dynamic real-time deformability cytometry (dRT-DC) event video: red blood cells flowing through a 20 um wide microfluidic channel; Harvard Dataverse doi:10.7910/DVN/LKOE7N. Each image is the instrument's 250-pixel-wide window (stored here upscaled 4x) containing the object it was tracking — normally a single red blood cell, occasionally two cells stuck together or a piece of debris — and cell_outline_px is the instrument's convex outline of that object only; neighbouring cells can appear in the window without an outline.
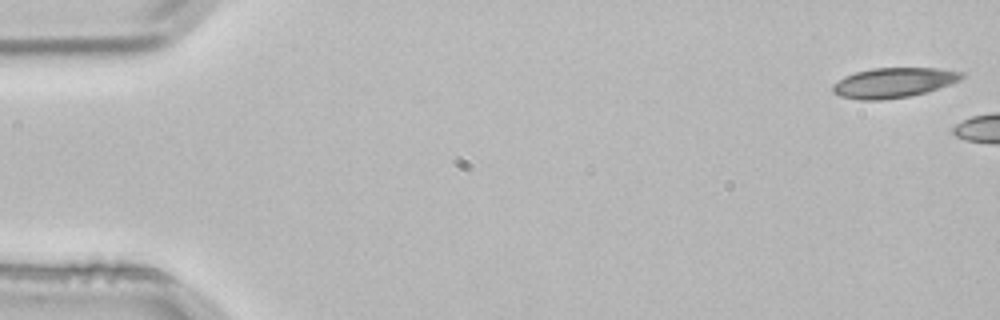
{"species": "common noctule bat (a hibernating species)", "species_latin": "Nyctalus noctula", "temperature_condition": "room temperature", "stored_images_in_passage": 5, "camera_frame_rate_fps": 3000, "um_per_image_px": 0.085, "animal": {"sex": "male", "body_mass_g": 21.5, "forearm_length_mm": 52.0}, "frame": {"image": 1, "passage_image": 1, "time_ms": 0.0, "image_size_px": [1000, 320], "cell_outline_px": [[964, 76], [960, 80], [928, 92], [908, 96], [880, 100], [860, 100], [840, 96], [832, 92], [832, 84], [844, 76], [856, 72], [872, 68], [940, 68], [964, 72]], "centroid_in_image_um": [75.95, 7.02], "position_along_channel_um": 9.1, "area_um2": 22.6}}